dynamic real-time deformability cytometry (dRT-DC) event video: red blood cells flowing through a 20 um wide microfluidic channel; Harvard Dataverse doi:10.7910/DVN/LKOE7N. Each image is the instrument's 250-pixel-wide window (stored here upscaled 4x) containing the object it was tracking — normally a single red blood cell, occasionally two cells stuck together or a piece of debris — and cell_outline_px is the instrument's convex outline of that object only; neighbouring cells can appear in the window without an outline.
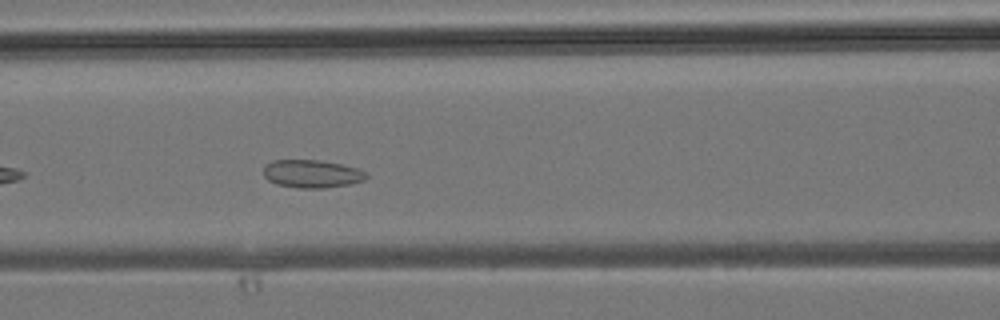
{"species": "common noctule bat (a hibernating species)", "species_latin": "Nyctalus noctula", "temperature_condition": "room temperature", "stored_images_in_passage": 29, "camera_frame_rate_fps": 3000, "um_per_image_px": 0.085, "animal": {"sex": "male", "body_mass_g": 19.2, "forearm_length_mm": 51.8}, "frame": {"image": 1, "passage_image": 12, "time_ms": 3.667, "image_size_px": [1000, 320], "cell_outline_px": [[368, 176], [364, 180], [348, 184], [324, 188], [300, 188], [276, 184], [268, 180], [264, 176], [264, 168], [272, 160], [320, 160], [340, 164], [356, 168], [364, 172]], "centroid_in_image_um": [26.49, 14.77], "position_along_channel_um": 140.1, "area_um2": 16.53}}
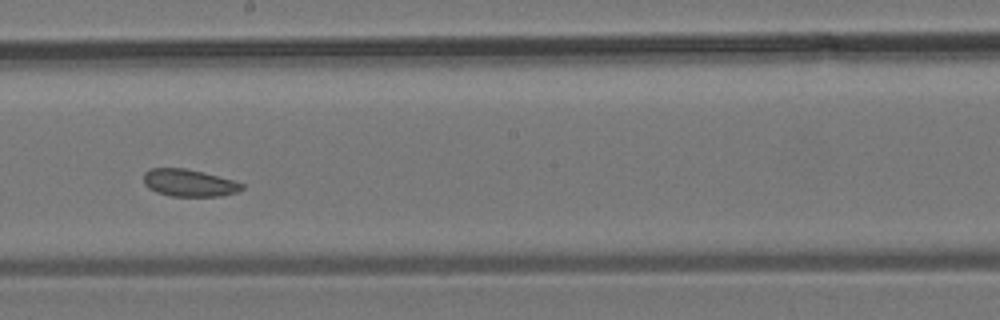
{"frame": {"image": 2, "passage_image": 17, "time_ms": 5.333, "image_size_px": [1000, 320], "cell_outline_px": [[244, 188], [236, 192], [220, 196], [172, 196], [156, 192], [148, 188], [144, 184], [144, 172], [152, 168], [184, 168], [204, 172], [232, 180], [244, 184]], "centroid_in_image_um": [16.05, 15.54], "position_along_channel_um": 232.1, "area_um2": 15.55}}
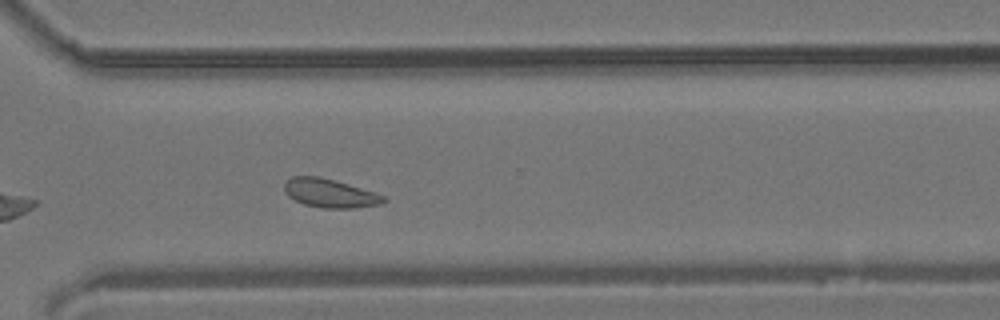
{"frame": {"image": 3, "passage_image": 23, "time_ms": 7.333, "image_size_px": [1000, 320], "cell_outline_px": [[388, 200], [380, 204], [356, 208], [324, 208], [304, 204], [288, 196], [284, 192], [284, 184], [292, 176], [320, 176], [376, 192], [384, 196]], "centroid_in_image_um": [28.05, 16.42], "position_along_channel_um": 342.5, "area_um2": 16.59}}